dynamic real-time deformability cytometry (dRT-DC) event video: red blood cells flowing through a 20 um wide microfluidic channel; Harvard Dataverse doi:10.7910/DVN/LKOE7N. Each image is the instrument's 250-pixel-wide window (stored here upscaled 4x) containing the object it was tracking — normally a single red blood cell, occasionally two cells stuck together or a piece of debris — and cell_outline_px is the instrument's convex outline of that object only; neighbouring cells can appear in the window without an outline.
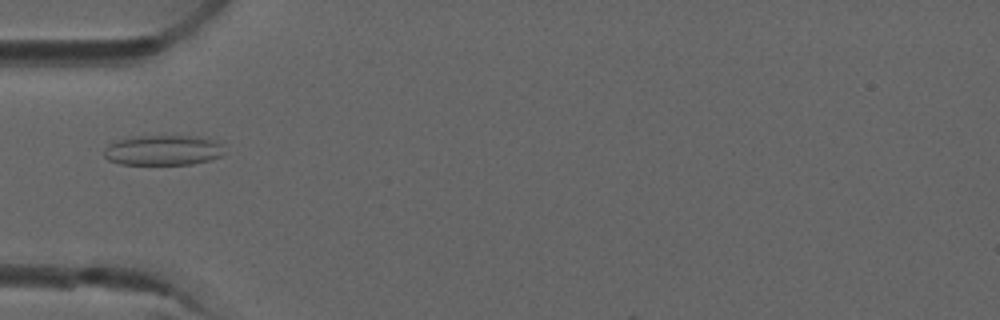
{"species": "common noctule bat (a hibernating species)", "species_latin": "Nyctalus noctula", "temperature_condition": "room temperature", "stored_images_in_passage": 4, "camera_frame_rate_fps": 3000, "um_per_image_px": 0.085, "animal": {"sex": "male", "forearm_length_mm": 52.5}, "frame": {"image": 1, "passage_image": 3, "time_ms": 0.667, "image_size_px": [1000, 320], "cell_outline_px": [[220, 156], [208, 160], [192, 164], [120, 164], [108, 160], [104, 156], [104, 148], [108, 144], [120, 140], [136, 136], [200, 136], [212, 140], [220, 144]], "centroid_in_image_um": [13.79, 12.77], "position_along_channel_um": 71.2, "area_um2": 20.81}}